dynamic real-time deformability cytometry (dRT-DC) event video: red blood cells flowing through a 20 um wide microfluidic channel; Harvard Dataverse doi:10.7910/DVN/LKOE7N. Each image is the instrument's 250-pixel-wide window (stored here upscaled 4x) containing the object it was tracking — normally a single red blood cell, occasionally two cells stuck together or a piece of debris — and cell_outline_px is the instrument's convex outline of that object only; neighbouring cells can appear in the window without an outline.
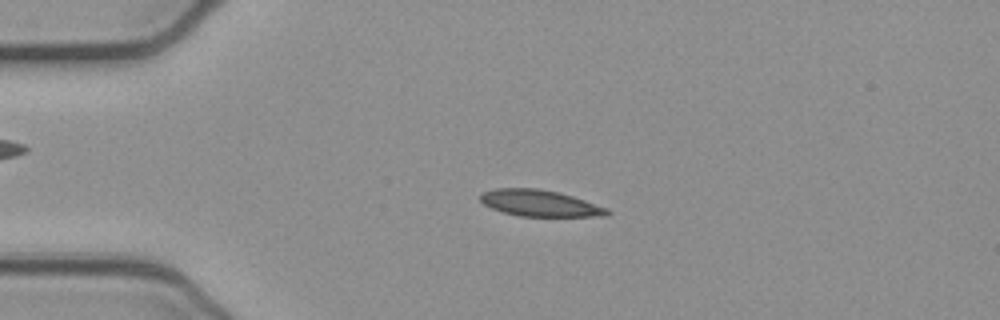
{"species": "common noctule bat (a hibernating species)", "species_latin": "Nyctalus noctula", "temperature_condition": "cold", "stored_images_in_passage": 51, "camera_frame_rate_fps": 3000, "um_per_image_px": 0.085, "animal": {"sex": "female", "body_mass_g": 21.9}, "frame": {"image": 1, "passage_image": 11, "time_ms": 3.333, "image_size_px": [1000, 320], "cell_outline_px": [[612, 212], [608, 216], [520, 216], [504, 212], [492, 208], [484, 204], [480, 200], [480, 196], [484, 192], [496, 188], [540, 188], [560, 192], [608, 208]], "centroid_in_image_um": [45.92, 17.27], "position_along_channel_um": 39.1, "area_um2": 19.48}}
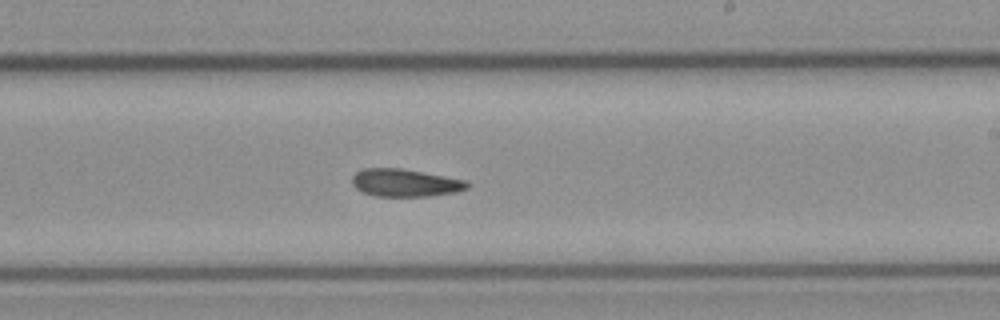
{"frame": {"image": 2, "passage_image": 30, "time_ms": 9.667, "image_size_px": [1000, 320], "cell_outline_px": [[468, 188], [456, 192], [428, 196], [376, 196], [364, 192], [356, 188], [352, 184], [352, 176], [356, 172], [364, 168], [404, 168], [468, 180]], "centroid_in_image_um": [34.45, 15.52], "position_along_channel_um": 254.5, "area_um2": 18.67}}
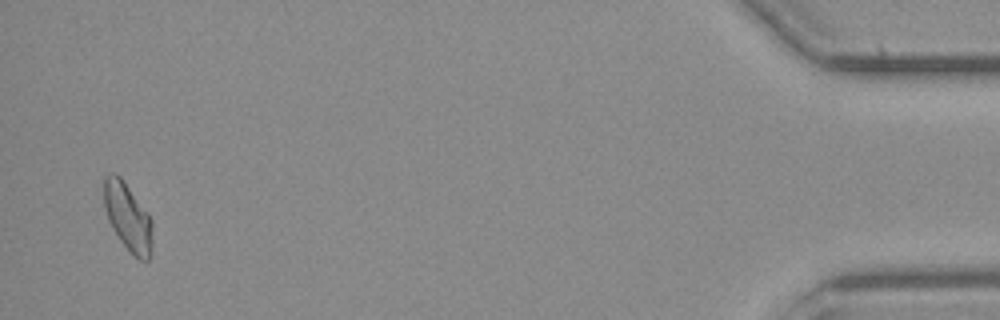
{"frame": {"image": 3, "passage_image": 50, "time_ms": 16.333, "image_size_px": [1000, 320], "cell_outline_px": [[152, 248], [148, 260], [140, 260], [120, 240], [112, 228], [108, 220], [104, 204], [104, 176], [112, 172], [116, 172], [120, 176], [152, 220]], "centroid_in_image_um": [10.85, 18.42], "position_along_channel_um": 424.3, "area_um2": 18.79}, "authors_computed_cell_mechanics": {"area_um2": 18.8428, "velocity_mm_per_s": 3.8742, "shape_relaxation_time_tau1_ms": 6.7891, "shape_relaxation_time_tau2_ms": 9.1455, "deformation_change_tau1": 0.1418, "deformation_change_tau2": 0.1598}}